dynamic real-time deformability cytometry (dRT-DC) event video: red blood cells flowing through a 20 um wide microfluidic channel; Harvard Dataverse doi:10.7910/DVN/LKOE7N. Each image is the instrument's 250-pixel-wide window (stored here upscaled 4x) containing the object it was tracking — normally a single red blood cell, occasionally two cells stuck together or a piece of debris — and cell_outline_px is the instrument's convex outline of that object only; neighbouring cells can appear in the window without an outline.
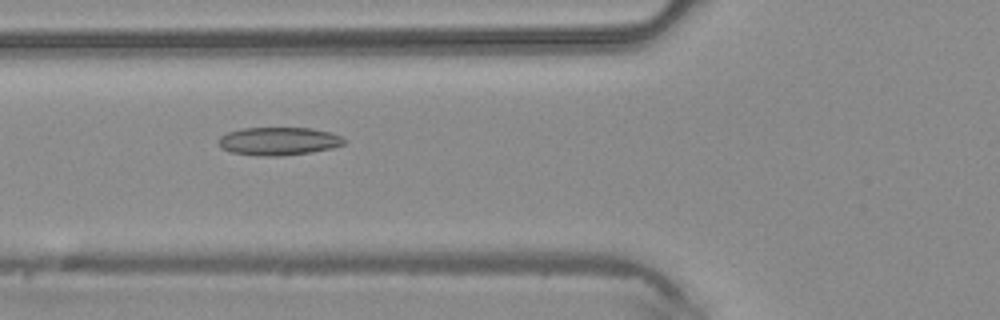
{"species": "common noctule bat (a hibernating species)", "species_latin": "Nyctalus noctula", "temperature_condition": "warm", "stored_images_in_passage": 4, "camera_frame_rate_fps": 3000, "um_per_image_px": 0.085, "animal": {"sex": "male", "body_mass_g": 20.4}, "frame": {"image": 1, "passage_image": 4, "time_ms": 1.0, "image_size_px": [1000, 320], "cell_outline_px": [[344, 144], [332, 148], [312, 152], [284, 156], [256, 156], [232, 152], [220, 148], [220, 136], [228, 132], [244, 128], [308, 128], [328, 132], [340, 136], [344, 140]], "centroid_in_image_um": [23.66, 12.01], "position_along_channel_um": 102.1, "area_um2": 20.4}}